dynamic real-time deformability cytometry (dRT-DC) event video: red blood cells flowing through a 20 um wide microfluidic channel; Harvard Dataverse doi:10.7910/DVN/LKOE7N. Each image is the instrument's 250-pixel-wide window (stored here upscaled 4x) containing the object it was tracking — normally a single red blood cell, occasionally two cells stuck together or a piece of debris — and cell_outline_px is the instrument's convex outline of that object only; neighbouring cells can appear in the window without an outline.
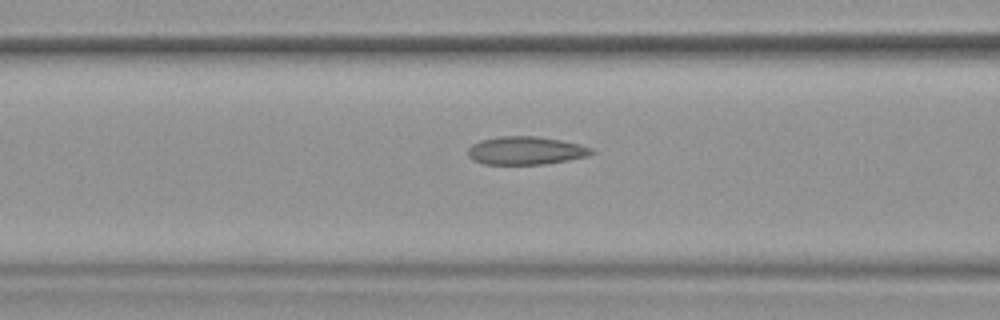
{"species": "common noctule bat (a hibernating species)", "species_latin": "Nyctalus noctula", "temperature_condition": "warm", "stored_images_in_passage": 51, "camera_frame_rate_fps": 3000, "um_per_image_px": 0.085, "animal": {"sex": "female", "body_mass_g": 19.9}, "frame": {"image": 1, "passage_image": 22, "time_ms": 7.0, "image_size_px": [1000, 320], "cell_outline_px": [[596, 152], [588, 156], [568, 160], [544, 164], [484, 164], [472, 160], [468, 156], [468, 148], [472, 144], [480, 140], [500, 136], [536, 136], [560, 140], [580, 144], [592, 148]], "centroid_in_image_um": [44.69, 12.8], "position_along_channel_um": 121.9, "area_um2": 20.35}}
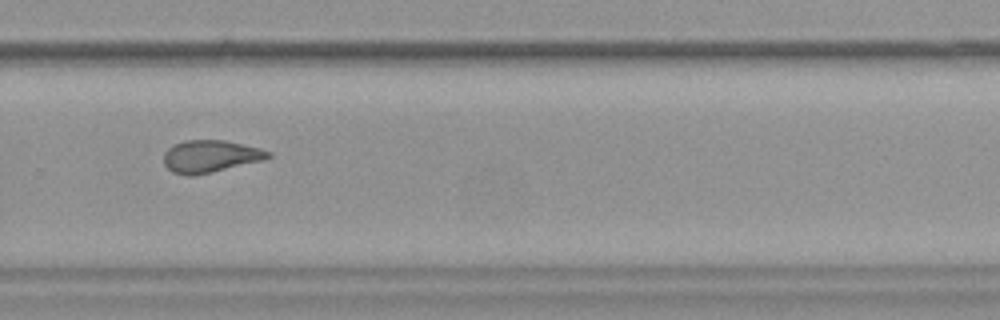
{"frame": {"image": 2, "passage_image": 37, "time_ms": 12.0, "image_size_px": [1000, 320], "cell_outline_px": [[272, 156], [264, 160], [212, 172], [192, 176], [188, 176], [172, 172], [164, 164], [164, 152], [172, 144], [184, 140], [224, 140], [260, 148], [272, 152]], "centroid_in_image_um": [17.87, 13.28], "position_along_channel_um": 311.9, "area_um2": 19.77}, "authors_computed_cell_mechanics": {"area_um2": 20.4612, "velocity_mm_per_s": 3.8186, "shape_relaxation_time_tau1_ms": null, "shape_relaxation_time_tau2_ms": 2.1558, "deformation_change_tau1": null, "deformation_change_tau2": 0.0814}}